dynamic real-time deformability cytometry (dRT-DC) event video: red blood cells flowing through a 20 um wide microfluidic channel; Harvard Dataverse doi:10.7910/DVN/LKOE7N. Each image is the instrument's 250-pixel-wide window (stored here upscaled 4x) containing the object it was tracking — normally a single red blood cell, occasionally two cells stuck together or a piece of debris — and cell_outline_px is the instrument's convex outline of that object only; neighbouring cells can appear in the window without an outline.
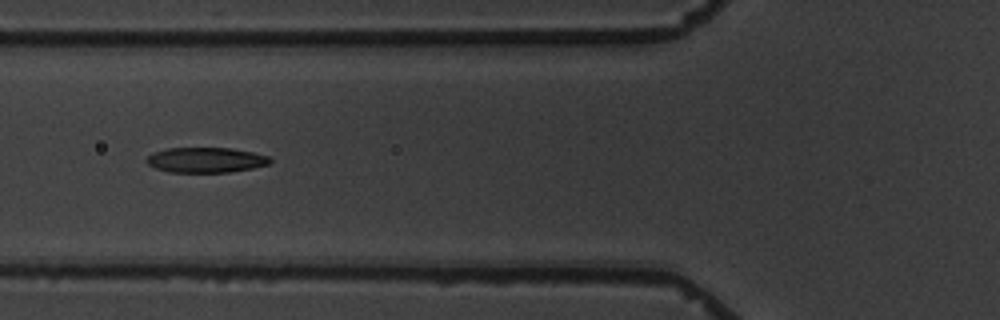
{"species": "common noctule bat (a hibernating species)", "species_latin": "Nyctalus noctula", "temperature_condition": "warm", "stored_images_in_passage": 7, "camera_frame_rate_fps": 3000, "um_per_image_px": 0.085, "animal": {"sex": "male", "body_mass_g": 19.5, "forearm_length_mm": 54.6}, "frame": {"image": 1, "passage_image": 6, "time_ms": 6.0, "image_size_px": [1000, 320], "cell_outline_px": [[272, 160], [268, 164], [252, 168], [228, 172], [168, 172], [156, 168], [148, 164], [144, 160], [152, 152], [168, 148], [232, 148], [252, 152], [268, 156]], "centroid_in_image_um": [17.46, 13.59], "position_along_channel_um": 108.3, "area_um2": 18.09}}
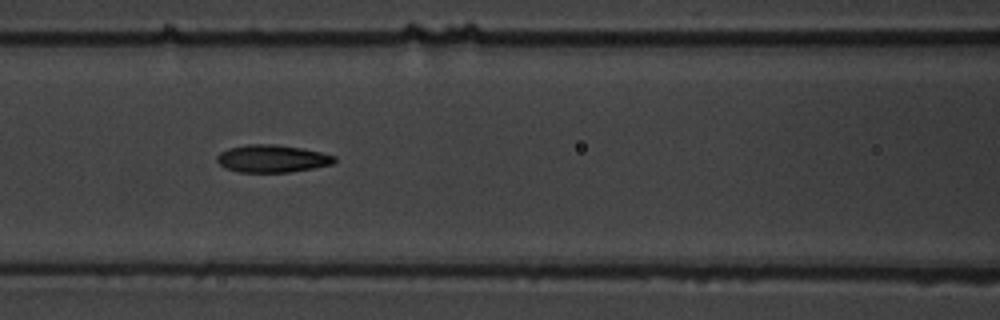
{"frame": {"image": 2, "passage_image": 7, "time_ms": 7.0, "image_size_px": [1000, 320], "cell_outline_px": [[336, 160], [332, 164], [312, 168], [288, 172], [240, 172], [224, 168], [216, 160], [216, 156], [220, 152], [228, 148], [248, 144], [276, 144], [300, 148], [320, 152], [336, 156]], "centroid_in_image_um": [23.1, 13.48], "position_along_channel_um": 143.5, "area_um2": 18.79}}